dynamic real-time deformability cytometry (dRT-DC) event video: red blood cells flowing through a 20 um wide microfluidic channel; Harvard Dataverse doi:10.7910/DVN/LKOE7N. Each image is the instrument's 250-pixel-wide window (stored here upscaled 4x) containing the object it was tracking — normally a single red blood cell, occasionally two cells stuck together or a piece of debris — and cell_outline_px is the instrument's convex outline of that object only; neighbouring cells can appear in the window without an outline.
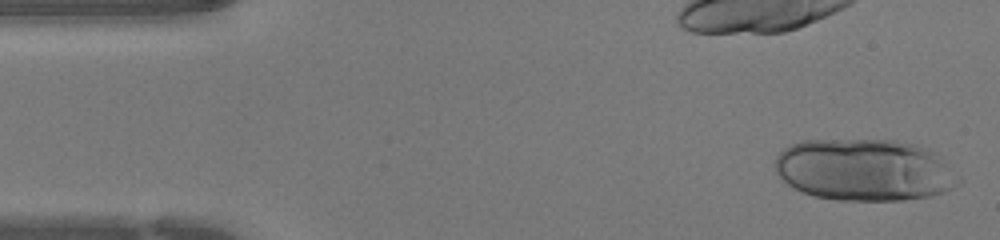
{"species": "human", "species_latin": "Homo sapiens", "temperature_condition": "warm", "stored_images_in_passage": 41, "camera_frame_rate_fps": 3000, "um_per_image_px": 0.085, "donor": {"sex": "female"}, "frame": {"image": 1, "passage_image": 1, "time_ms": 0.0, "image_size_px": [1000, 240], "cell_outline_px": [[960, 184], [944, 192], [932, 196], [904, 200], [836, 200], [812, 196], [788, 184], [776, 172], [776, 156], [788, 144], [800, 140], [896, 140], [916, 144], [932, 148], [960, 176]], "centroid_in_image_um": [73.53, 14.43], "position_along_channel_um": 11.5, "area_um2": 66.99}}